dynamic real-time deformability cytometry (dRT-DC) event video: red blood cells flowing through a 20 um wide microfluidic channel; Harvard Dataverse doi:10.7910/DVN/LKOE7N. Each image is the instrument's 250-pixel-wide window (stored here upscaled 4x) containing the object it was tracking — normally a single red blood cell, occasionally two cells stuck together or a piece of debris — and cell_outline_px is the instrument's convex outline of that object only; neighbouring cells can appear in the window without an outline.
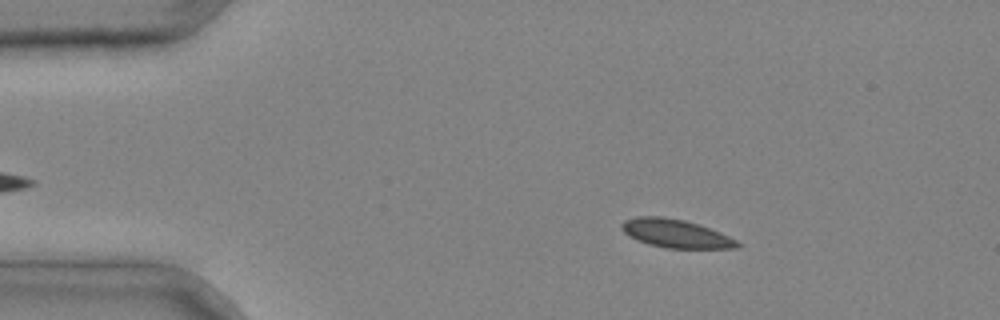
{"species": "common noctule bat (a hibernating species)", "species_latin": "Nyctalus noctula", "temperature_condition": "cold", "stored_images_in_passage": 2, "camera_frame_rate_fps": 3000, "um_per_image_px": 0.085, "animal": {"sex": "male", "body_mass_g": 20.4}, "frame": {"image": 1, "passage_image": 1, "time_ms": 0.0, "image_size_px": [1000, 320], "cell_outline_px": [[744, 244], [740, 248], [668, 248], [648, 244], [628, 236], [620, 228], [620, 224], [624, 220], [636, 216], [660, 216], [684, 220], [700, 224], [720, 232]], "centroid_in_image_um": [57.44, 19.84], "position_along_channel_um": 27.6, "area_um2": 19.31}}